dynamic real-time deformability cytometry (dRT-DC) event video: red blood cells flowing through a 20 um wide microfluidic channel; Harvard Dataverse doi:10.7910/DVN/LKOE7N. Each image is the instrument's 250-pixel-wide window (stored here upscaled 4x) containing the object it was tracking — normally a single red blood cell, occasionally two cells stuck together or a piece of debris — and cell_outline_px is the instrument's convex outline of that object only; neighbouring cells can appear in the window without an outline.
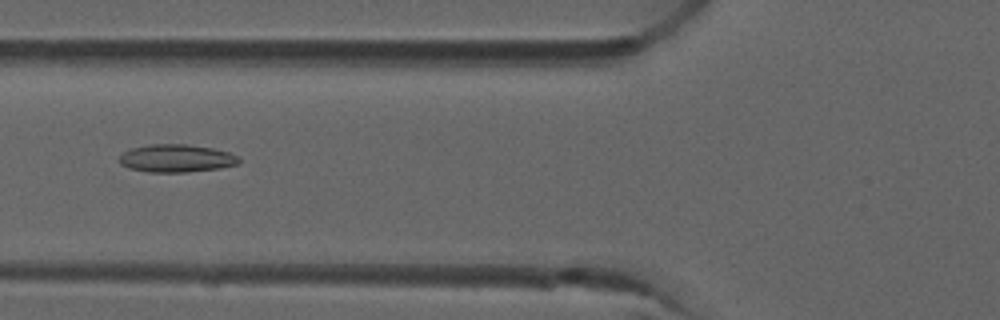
{"species": "common noctule bat (a hibernating species)", "species_latin": "Nyctalus noctula", "temperature_condition": "room temperature", "stored_images_in_passage": 6, "camera_frame_rate_fps": 3000, "um_per_image_px": 0.085, "animal": {"sex": "male", "forearm_length_mm": 52.5}, "frame": {"image": 1, "passage_image": 5, "time_ms": 1.333, "image_size_px": [1000, 320], "cell_outline_px": [[240, 164], [220, 168], [184, 172], [148, 172], [128, 168], [120, 164], [120, 156], [124, 152], [132, 148], [148, 144], [188, 144], [212, 148], [228, 152], [240, 156]], "centroid_in_image_um": [15.02, 13.45], "position_along_channel_um": 110.8, "area_um2": 19.48}}
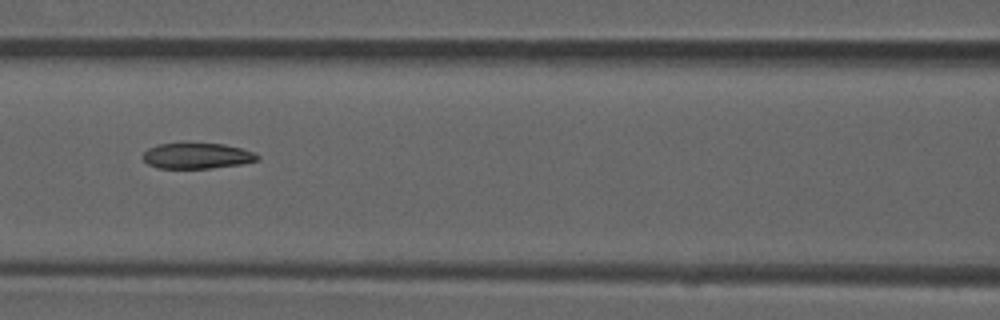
{"frame": {"image": 2, "passage_image": 6, "time_ms": 1.667, "image_size_px": [1000, 320], "cell_outline_px": [[260, 160], [240, 164], [208, 168], [160, 168], [148, 164], [140, 156], [148, 148], [160, 144], [224, 144], [240, 148], [252, 152], [260, 156]], "centroid_in_image_um": [16.73, 13.25], "position_along_channel_um": 149.9, "area_um2": 16.88}}